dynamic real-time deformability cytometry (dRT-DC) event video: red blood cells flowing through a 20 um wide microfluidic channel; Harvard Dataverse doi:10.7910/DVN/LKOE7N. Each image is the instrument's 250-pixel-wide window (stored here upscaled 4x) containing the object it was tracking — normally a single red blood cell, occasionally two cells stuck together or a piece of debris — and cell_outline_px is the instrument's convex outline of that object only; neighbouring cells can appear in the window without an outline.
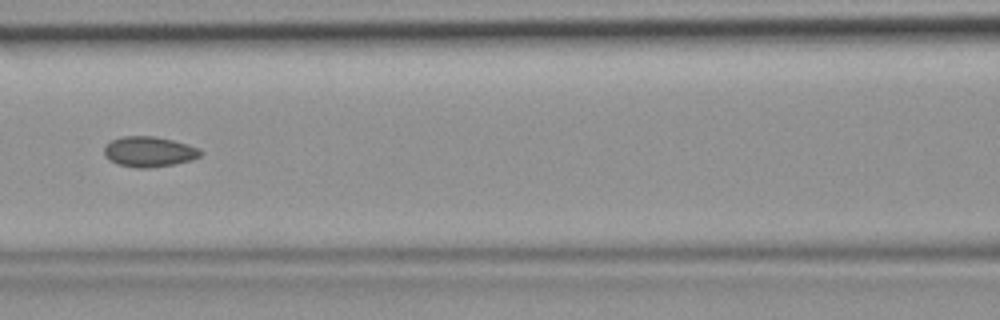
{"species": "common noctule bat (a hibernating species)", "species_latin": "Nyctalus noctula", "temperature_condition": "room temperature", "stored_images_in_passage": 18, "camera_frame_rate_fps": 3000, "um_per_image_px": 0.085, "animal": {"sex": "female", "body_mass_g": 19.9}, "frame": {"image": 1, "passage_image": 8, "time_ms": 2.333, "image_size_px": [1000, 320], "cell_outline_px": [[204, 152], [200, 156], [192, 160], [176, 164], [148, 168], [136, 168], [116, 164], [104, 156], [104, 148], [112, 140], [124, 136], [152, 136], [172, 140], [188, 144]], "centroid_in_image_um": [12.67, 12.91], "position_along_channel_um": 153.9, "area_um2": 17.05}}